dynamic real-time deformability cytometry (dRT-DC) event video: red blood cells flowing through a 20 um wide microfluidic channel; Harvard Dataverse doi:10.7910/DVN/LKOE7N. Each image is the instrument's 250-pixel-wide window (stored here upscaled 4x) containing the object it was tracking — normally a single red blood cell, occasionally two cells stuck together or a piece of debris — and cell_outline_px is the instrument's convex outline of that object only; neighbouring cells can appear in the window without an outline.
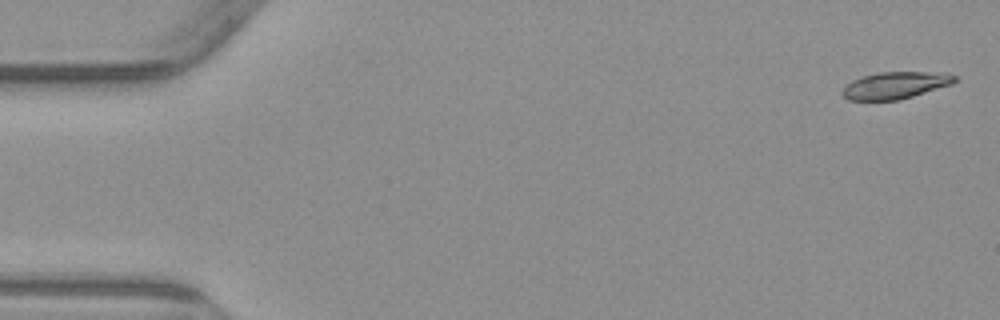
{"species": "common noctule bat (a hibernating species)", "species_latin": "Nyctalus noctula", "temperature_condition": "warm", "stored_images_in_passage": 3, "camera_frame_rate_fps": 3000, "um_per_image_px": 0.085, "animal": {"sex": "male", "body_mass_g": 23.1, "forearm_length_mm": 52.7}, "frame": {"image": 1, "passage_image": 1, "time_ms": 0.0, "image_size_px": [1000, 320], "cell_outline_px": [[960, 80], [952, 84], [900, 100], [848, 100], [840, 92], [852, 80], [864, 76], [880, 72], [944, 72], [960, 76]], "centroid_in_image_um": [76.18, 7.24], "position_along_channel_um": 8.8, "area_um2": 17.8}}